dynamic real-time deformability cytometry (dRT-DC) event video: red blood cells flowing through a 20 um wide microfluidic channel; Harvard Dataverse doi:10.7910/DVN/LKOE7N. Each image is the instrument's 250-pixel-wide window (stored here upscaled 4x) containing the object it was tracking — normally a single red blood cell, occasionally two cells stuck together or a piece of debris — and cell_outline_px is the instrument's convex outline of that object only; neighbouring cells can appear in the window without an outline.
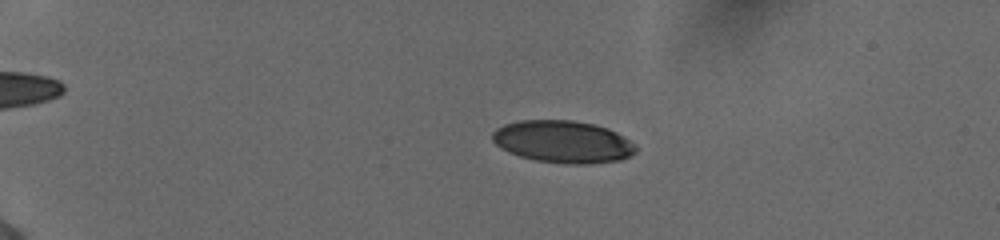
{"species": "human", "species_latin": "Homo sapiens", "temperature_condition": "cold", "stored_images_in_passage": 57, "segment_of_instrument_passage": [1, 2], "camera_frame_rate_fps": 3000, "um_per_image_px": 0.085, "donor": {"sex": "female"}, "frame": {"image": 1, "passage_image": 15, "time_ms": 4.667, "image_size_px": [1000, 240], "cell_outline_px": [[636, 148], [628, 156], [612, 160], [540, 160], [524, 156], [512, 152], [496, 144], [492, 140], [492, 136], [500, 128], [508, 124], [528, 120], [564, 120], [592, 124], [604, 128], [620, 136]], "centroid_in_image_um": [47.76, 11.98], "position_along_channel_um": 37.2, "area_um2": 32.08}}
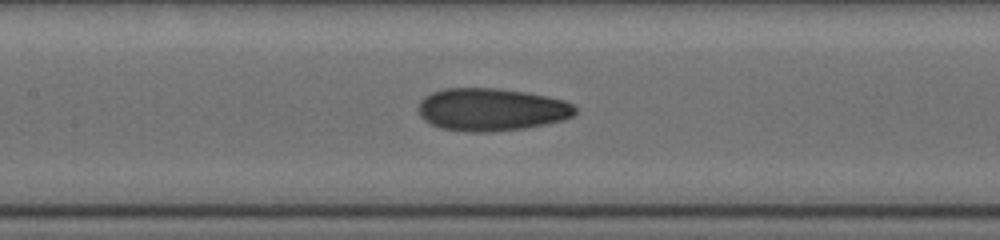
{"frame": {"image": 2, "passage_image": 31, "time_ms": 10.0, "image_size_px": [1000, 240], "cell_outline_px": [[576, 112], [568, 116], [556, 120], [516, 128], [448, 128], [436, 124], [428, 120], [420, 112], [420, 104], [428, 96], [436, 92], [452, 88], [480, 88], [516, 92], [540, 96], [560, 100], [576, 108]], "centroid_in_image_um": [41.75, 9.25], "position_along_channel_um": 165.6, "area_um2": 34.91}}
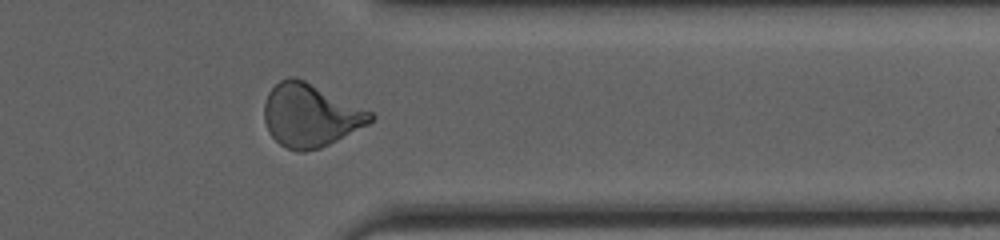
{"frame": {"image": 3, "passage_image": 48, "time_ms": 15.667, "image_size_px": [1000, 240], "cell_outline_px": [[372, 120], [316, 148], [288, 148], [280, 144], [272, 136], [268, 128], [264, 116], [264, 108], [268, 96], [272, 88], [280, 80], [304, 80], [372, 112]], "centroid_in_image_um": [26.33, 9.76], "position_along_channel_um": 385.1, "area_um2": 36.53}}